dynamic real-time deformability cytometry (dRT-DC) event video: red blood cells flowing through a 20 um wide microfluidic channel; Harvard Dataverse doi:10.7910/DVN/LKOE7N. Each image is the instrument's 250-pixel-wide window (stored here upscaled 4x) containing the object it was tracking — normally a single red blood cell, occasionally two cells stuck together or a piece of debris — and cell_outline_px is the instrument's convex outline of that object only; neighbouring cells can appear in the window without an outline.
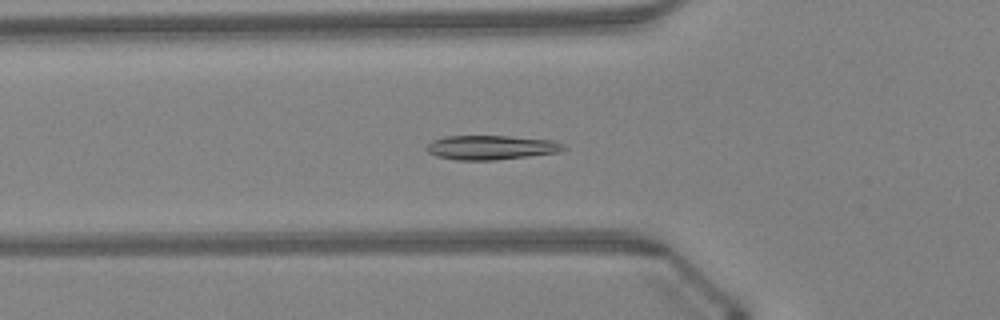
{"species": "Egyptian fruit bat (a non-hibernating species)", "species_latin": "Rousettus aegyptiacus", "temperature_condition": "warm", "stored_images_in_passage": 47, "camera_frame_rate_fps": 3000, "um_per_image_px": 0.085, "animal": {"sex": "female"}, "frame": {"image": 1, "passage_image": 16, "time_ms": 5.0, "image_size_px": [1000, 320], "cell_outline_px": [[568, 148], [560, 152], [496, 160], [456, 160], [436, 156], [428, 152], [428, 144], [432, 140], [444, 136], [508, 136], [552, 140], [564, 144]], "centroid_in_image_um": [41.77, 12.53], "position_along_channel_um": 84.0, "area_um2": 19.42}}
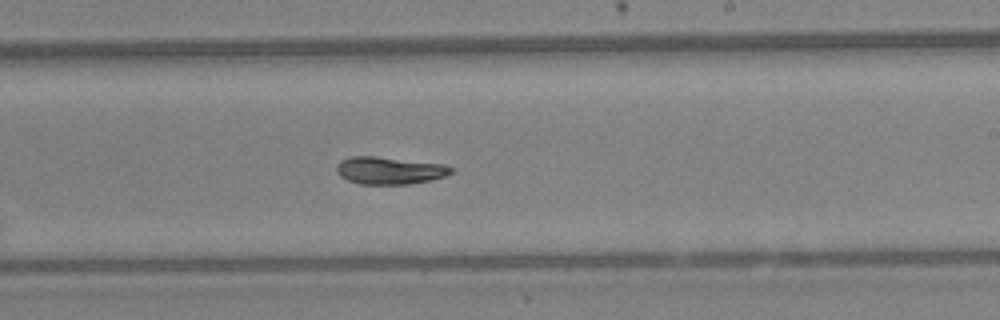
{"frame": {"image": 2, "passage_image": 28, "time_ms": 9.0, "image_size_px": [1000, 320], "cell_outline_px": [[452, 172], [444, 176], [428, 180], [408, 184], [360, 184], [348, 180], [340, 176], [336, 172], [336, 164], [340, 160], [352, 156], [376, 156], [444, 164], [452, 168]], "centroid_in_image_um": [33.05, 14.48], "position_along_channel_um": 256.0, "area_um2": 18.21}}
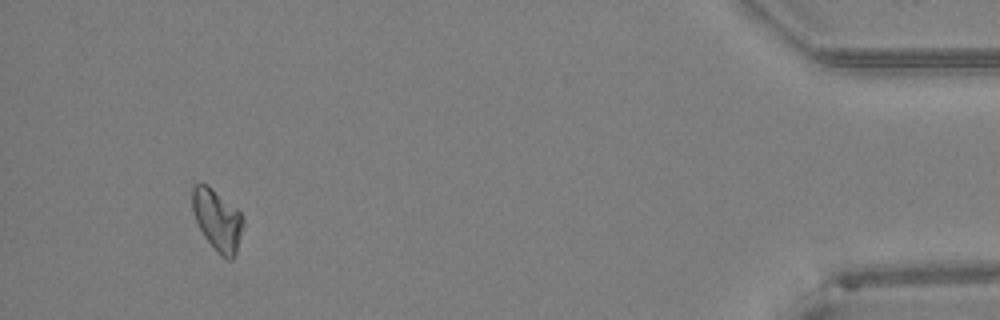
{"frame": {"image": 3, "passage_image": 44, "time_ms": 14.333, "image_size_px": [1000, 320], "cell_outline_px": [[244, 224], [236, 252], [232, 260], [228, 260], [220, 256], [216, 252], [204, 236], [196, 220], [192, 208], [192, 188], [196, 184], [208, 184], [240, 212], [244, 220]], "centroid_in_image_um": [18.48, 18.72], "position_along_channel_um": 416.7, "area_um2": 18.09}, "authors_computed_cell_mechanics": {"area_um2": 18.496, "velocity_mm_per_s": 4.3121, "shape_relaxation_time_tau1_ms": 3.6093, "shape_relaxation_time_tau2_ms": 3.7484, "deformation_change_tau1": 0.1204, "deformation_change_tau2": 0.0456}}